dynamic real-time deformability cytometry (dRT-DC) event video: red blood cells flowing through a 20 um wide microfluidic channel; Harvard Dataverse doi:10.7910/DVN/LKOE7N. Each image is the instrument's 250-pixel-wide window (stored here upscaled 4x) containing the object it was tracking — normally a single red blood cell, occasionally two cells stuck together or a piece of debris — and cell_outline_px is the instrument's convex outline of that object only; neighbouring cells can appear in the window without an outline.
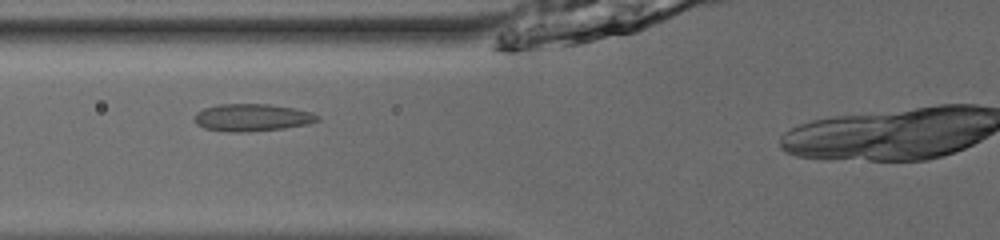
{"species": "common noctule bat (a hibernating species)", "species_latin": "Nyctalus noctula", "temperature_condition": "room temperature", "stored_images_in_passage": 37, "camera_frame_rate_fps": 3000, "um_per_image_px": 0.085, "animal": {"sex": "male", "body_mass_g": 13.0, "forearm_length_mm": 53.1}, "frame": {"image": 1, "passage_image": 12, "time_ms": 3.667, "image_size_px": [1000, 240], "cell_outline_px": [[320, 120], [308, 124], [284, 128], [248, 132], [232, 132], [204, 128], [196, 124], [196, 112], [204, 108], [220, 104], [268, 104], [292, 108], [312, 112], [320, 116]], "centroid_in_image_um": [21.46, 9.99], "position_along_channel_um": 104.3, "area_um2": 19.54}}
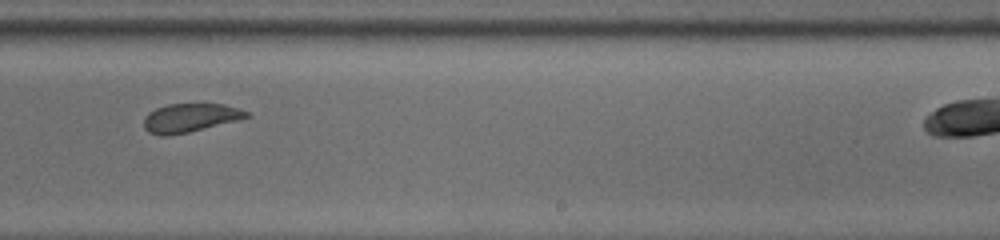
{"frame": {"image": 2, "passage_image": 25, "time_ms": 8.0, "image_size_px": [1000, 240], "cell_outline_px": [[252, 116], [240, 120], [188, 132], [168, 136], [160, 136], [148, 132], [144, 128], [144, 120], [148, 112], [156, 108], [168, 104], [224, 104], [248, 112]], "centroid_in_image_um": [16.15, 10.02], "position_along_channel_um": 272.8, "area_um2": 17.17}}
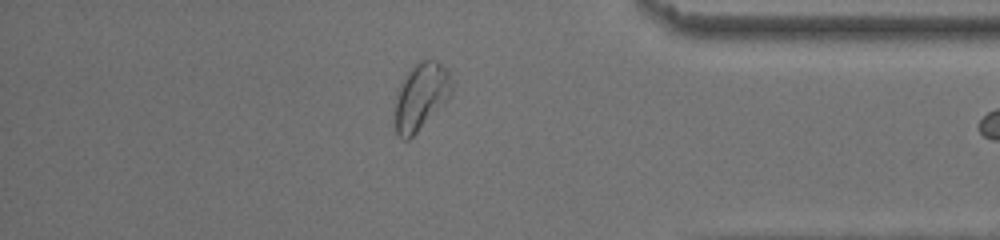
{"frame": {"image": 3, "passage_image": 36, "time_ms": 11.667, "image_size_px": [1000, 240], "cell_outline_px": [[452, 92], [416, 132], [408, 140], [404, 140], [396, 132], [396, 96], [404, 76], [412, 64], [420, 60], [436, 60], [448, 72], [452, 84]], "centroid_in_image_um": [35.75, 8.14], "position_along_channel_um": 399.4, "area_um2": 21.39}}